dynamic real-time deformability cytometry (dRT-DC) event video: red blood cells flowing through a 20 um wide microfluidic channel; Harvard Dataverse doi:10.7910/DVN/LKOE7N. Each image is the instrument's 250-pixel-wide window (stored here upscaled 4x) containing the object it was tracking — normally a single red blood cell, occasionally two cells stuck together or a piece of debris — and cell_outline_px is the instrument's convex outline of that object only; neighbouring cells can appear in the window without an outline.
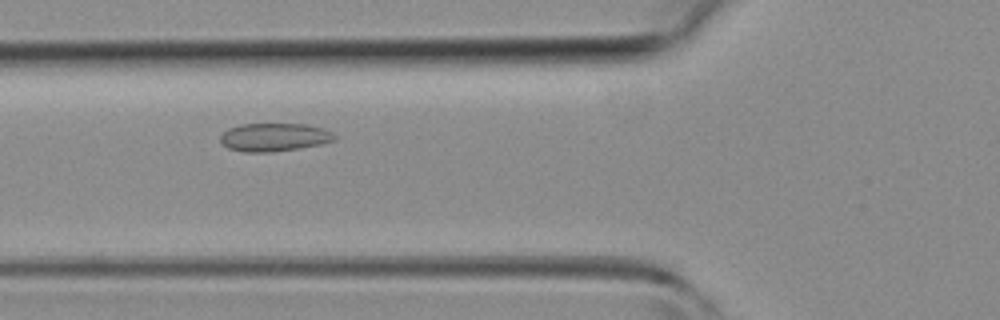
{"species": "common noctule bat (a hibernating species)", "species_latin": "Nyctalus noctula", "temperature_condition": "room temperature", "stored_images_in_passage": 15, "camera_frame_rate_fps": 3000, "um_per_image_px": 0.085, "animal": {"sex": "female", "body_mass_g": 19.3, "forearm_length_mm": 54.1}, "frame": {"image": 1, "passage_image": 3, "time_ms": 0.667, "image_size_px": [1000, 320], "cell_outline_px": [[336, 140], [320, 144], [300, 148], [272, 152], [244, 152], [228, 148], [220, 144], [220, 136], [228, 128], [240, 124], [304, 124], [324, 128], [332, 132], [336, 136]], "centroid_in_image_um": [23.29, 11.66], "position_along_channel_um": 102.5, "area_um2": 18.9}}